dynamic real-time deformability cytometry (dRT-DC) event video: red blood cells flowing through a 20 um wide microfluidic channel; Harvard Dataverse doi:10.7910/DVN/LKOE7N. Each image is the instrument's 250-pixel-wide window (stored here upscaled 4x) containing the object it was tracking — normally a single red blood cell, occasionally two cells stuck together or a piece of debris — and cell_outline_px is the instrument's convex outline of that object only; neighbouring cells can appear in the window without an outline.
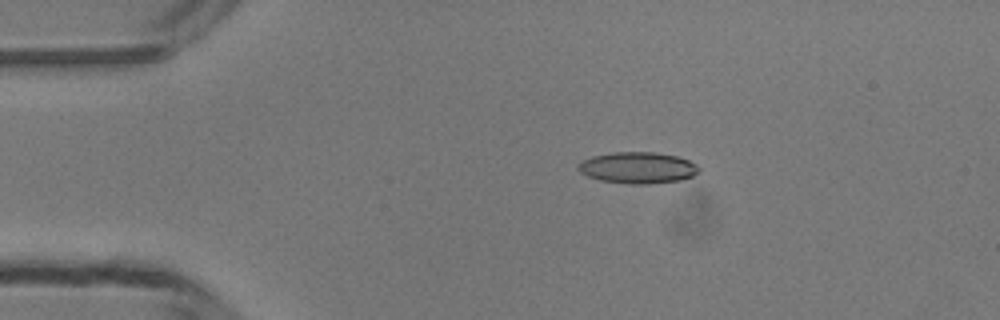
{"species": "common noctule bat (a hibernating species)", "species_latin": "Nyctalus noctula", "temperature_condition": "room temperature", "stored_images_in_passage": 49, "camera_frame_rate_fps": 3000, "um_per_image_px": 0.085, "animal": {"sex": "male", "body_mass_g": 13.3}, "frame": {"image": 1, "passage_image": 10, "time_ms": 3.0, "image_size_px": [1000, 320], "cell_outline_px": [[700, 172], [692, 176], [680, 180], [648, 184], [628, 184], [600, 180], [588, 176], [580, 172], [576, 168], [576, 164], [580, 160], [592, 156], [612, 152], [656, 152], [676, 156], [688, 160], [696, 164], [700, 168]], "centroid_in_image_um": [54.17, 14.25], "position_along_channel_um": 30.8, "area_um2": 22.31}}
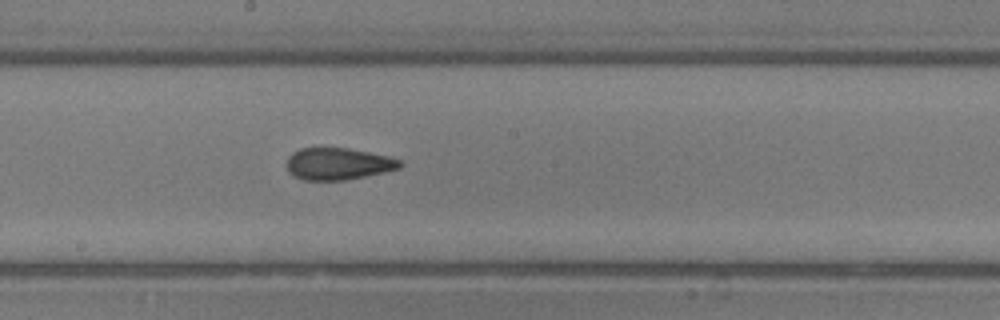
{"frame": {"image": 2, "passage_image": 27, "time_ms": 8.667, "image_size_px": [1000, 320], "cell_outline_px": [[404, 164], [400, 168], [384, 172], [344, 180], [304, 180], [288, 172], [288, 156], [292, 152], [300, 148], [348, 148], [388, 156], [400, 160]], "centroid_in_image_um": [28.75, 13.92], "position_along_channel_um": 219.5, "area_um2": 20.92}}
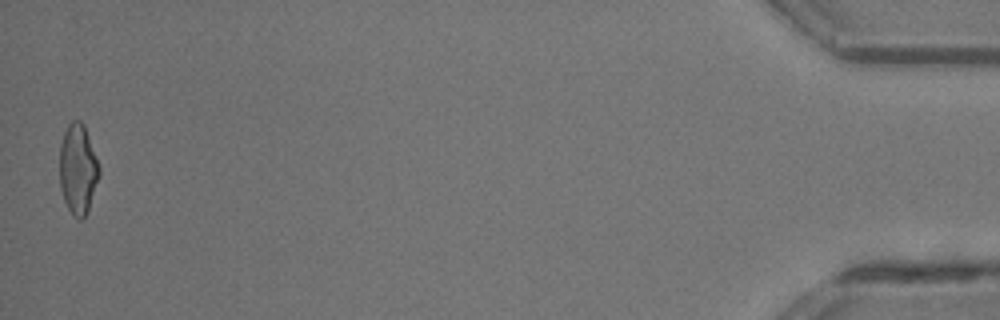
{"frame": {"image": 3, "passage_image": 49, "time_ms": 16.0, "image_size_px": [1000, 320], "cell_outline_px": [[100, 176], [88, 208], [84, 216], [80, 220], [76, 220], [72, 216], [64, 200], [60, 188], [60, 144], [64, 132], [68, 124], [72, 120], [80, 120], [84, 124], [100, 168]], "centroid_in_image_um": [6.62, 14.38], "position_along_channel_um": 428.6, "area_um2": 20.81}, "authors_computed_cell_mechanics": {"area_um2": 21.3282, "velocity_mm_per_s": 4.2044, "shape_relaxation_time_tau1_ms": 10.0898, "shape_relaxation_time_tau2_ms": 1.7287, "deformation_change_tau1": 0.2429, "deformation_change_tau2": 0.0962}}